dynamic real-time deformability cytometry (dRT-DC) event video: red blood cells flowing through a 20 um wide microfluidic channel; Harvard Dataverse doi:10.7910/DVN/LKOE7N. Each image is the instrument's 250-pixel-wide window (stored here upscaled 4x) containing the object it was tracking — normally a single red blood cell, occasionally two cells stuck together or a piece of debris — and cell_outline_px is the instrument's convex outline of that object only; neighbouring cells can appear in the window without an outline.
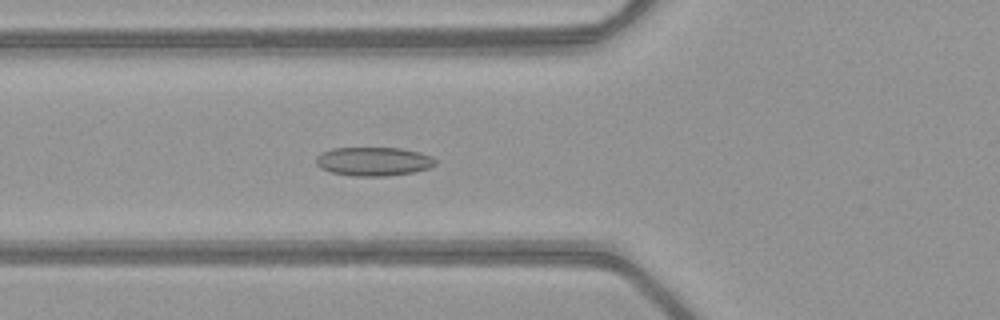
{"species": "common noctule bat (a hibernating species)", "species_latin": "Nyctalus noctula", "temperature_condition": "warm", "stored_images_in_passage": 52, "camera_frame_rate_fps": 3000, "um_per_image_px": 0.085, "animal": {"sex": "female", "body_mass_g": 21.9}, "frame": {"image": 1, "passage_image": 20, "time_ms": 6.333, "image_size_px": [1000, 320], "cell_outline_px": [[436, 164], [428, 168], [412, 172], [384, 176], [352, 176], [332, 172], [320, 168], [316, 164], [316, 156], [332, 148], [400, 148], [420, 152], [432, 156], [436, 160]], "centroid_in_image_um": [31.75, 13.72], "position_along_channel_um": 94.0, "area_um2": 19.94}}
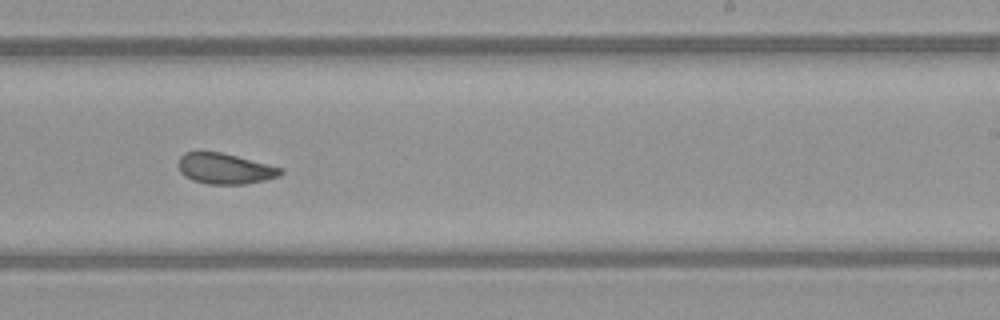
{"frame": {"image": 2, "passage_image": 33, "time_ms": 10.667, "image_size_px": [1000, 320], "cell_outline_px": [[284, 172], [280, 176], [264, 180], [244, 184], [208, 184], [192, 180], [184, 176], [180, 172], [176, 164], [176, 160], [184, 152], [220, 152], [284, 168]], "centroid_in_image_um": [19.08, 14.33], "position_along_channel_um": 269.9, "area_um2": 18.44}}
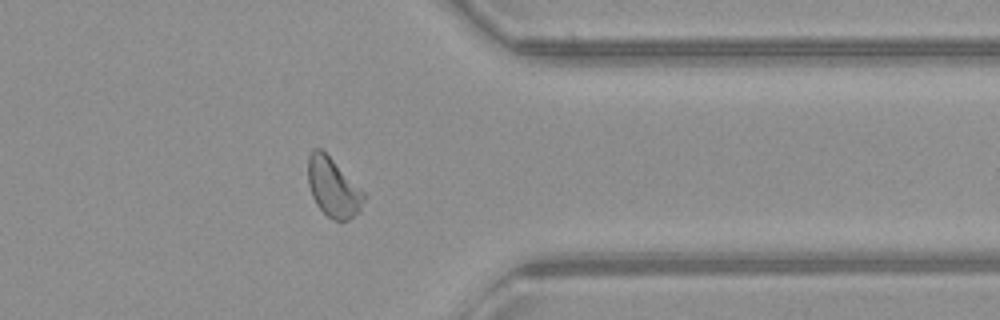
{"frame": {"image": 3, "passage_image": 42, "time_ms": 13.667, "image_size_px": [1000, 320], "cell_outline_px": [[368, 196], [360, 212], [348, 220], [332, 220], [316, 204], [312, 196], [308, 184], [308, 156], [312, 148], [320, 148]], "centroid_in_image_um": [28.33, 15.96], "position_along_channel_um": 383.1, "area_um2": 19.13}, "authors_computed_cell_mechanics": {"area_um2": 19.7387, "velocity_mm_per_s": 4.0418, "shape_relaxation_time_tau1_ms": 4.9222, "shape_relaxation_time_tau2_ms": 1.8899, "deformation_change_tau1": 0.1023, "deformation_change_tau2": 0.069}}